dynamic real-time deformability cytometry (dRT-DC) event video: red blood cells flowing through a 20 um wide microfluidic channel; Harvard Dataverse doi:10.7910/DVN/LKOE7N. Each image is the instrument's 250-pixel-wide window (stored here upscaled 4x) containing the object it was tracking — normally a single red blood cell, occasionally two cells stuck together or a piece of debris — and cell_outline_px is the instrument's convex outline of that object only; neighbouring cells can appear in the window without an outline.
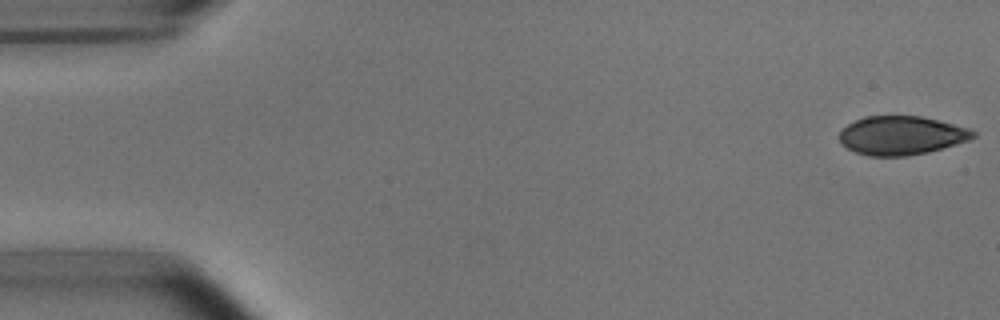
{"species": "common noctule bat (a hibernating species)", "species_latin": "Nyctalus noctula", "temperature_condition": "room temperature", "stored_images_in_passage": 4, "camera_frame_rate_fps": 3000, "um_per_image_px": 0.085, "animal": {"sex": "male", "body_mass_g": 15.6}, "frame": {"image": 1, "passage_image": 1, "time_ms": 0.0, "image_size_px": [1000, 320], "cell_outline_px": [[976, 136], [968, 140], [956, 144], [928, 152], [904, 156], [868, 156], [856, 152], [848, 148], [840, 140], [840, 132], [848, 124], [864, 116], [920, 116], [968, 128], [976, 132]], "centroid_in_image_um": [76.62, 11.51], "position_along_channel_um": 8.4, "area_um2": 29.82}}